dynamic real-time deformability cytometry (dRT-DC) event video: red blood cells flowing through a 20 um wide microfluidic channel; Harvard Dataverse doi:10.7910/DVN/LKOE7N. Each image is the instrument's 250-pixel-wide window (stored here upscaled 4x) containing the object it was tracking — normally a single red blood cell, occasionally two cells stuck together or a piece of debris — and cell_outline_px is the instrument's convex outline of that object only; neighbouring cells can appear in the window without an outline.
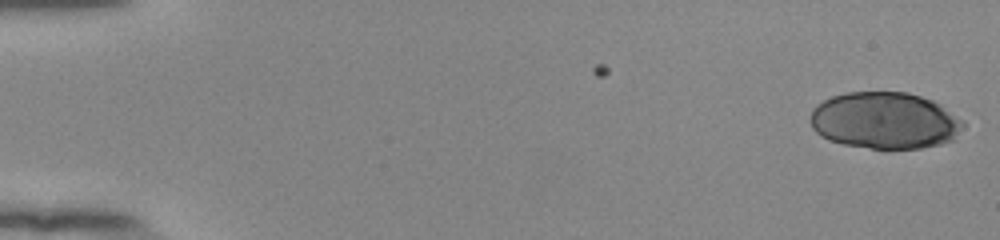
{"species": "human", "species_latin": "Homo sapiens", "temperature_condition": "room temperature", "stored_images_in_passage": 53, "camera_frame_rate_fps": 3000, "um_per_image_px": 0.085, "donor": {"sex": "female"}, "frame": {"image": 1, "passage_image": 1, "time_ms": 0.0, "image_size_px": [1000, 240], "cell_outline_px": [[964, 124], [956, 140], [940, 144], [920, 148], [872, 148], [844, 144], [828, 140], [820, 136], [812, 128], [808, 120], [808, 116], [812, 108], [816, 104], [832, 96], [844, 92], [908, 92], [932, 100], [940, 104], [964, 120]], "centroid_in_image_um": [75.19, 10.24], "position_along_channel_um": 9.8, "area_um2": 51.1}}
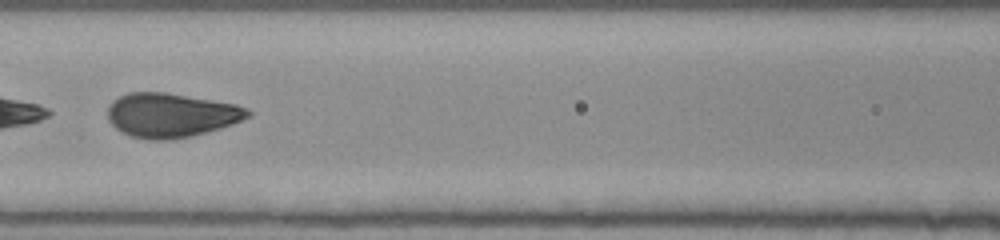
{"frame": {"image": 2, "passage_image": 26, "time_ms": 8.333, "image_size_px": [1000, 240], "cell_outline_px": [[252, 116], [232, 124], [220, 128], [192, 136], [172, 140], [148, 140], [132, 136], [116, 128], [108, 120], [108, 104], [112, 100], [128, 92], [164, 92], [236, 104], [248, 108], [252, 112]], "centroid_in_image_um": [14.55, 9.79], "position_along_channel_um": 152.1, "area_um2": 36.24}}
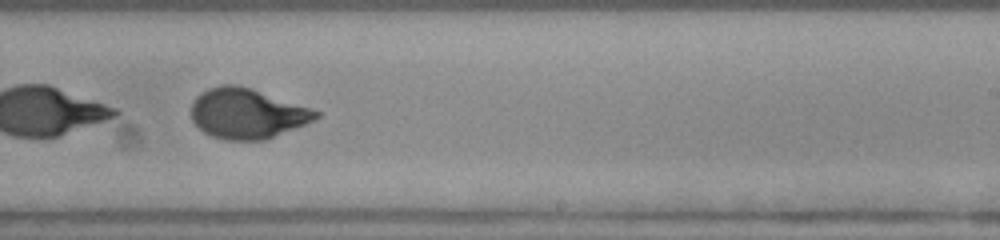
{"frame": {"image": 3, "passage_image": 35, "time_ms": 11.333, "image_size_px": [1000, 240], "cell_outline_px": [[320, 116], [304, 124], [264, 140], [224, 140], [212, 136], [204, 132], [192, 120], [192, 104], [196, 96], [200, 92], [208, 88], [220, 84], [236, 84], [312, 108], [320, 112]], "centroid_in_image_um": [20.97, 9.64], "position_along_channel_um": 268.0, "area_um2": 36.07}, "authors_computed_cell_mechanics": {"area_um2": 37.0498, "velocity_mm_per_s": 3.8822, "shape_relaxation_time_tau1_ms": 2.9439, "shape_relaxation_time_tau2_ms": null, "deformation_change_tau1": 0.1565, "deformation_change_tau2": null}}